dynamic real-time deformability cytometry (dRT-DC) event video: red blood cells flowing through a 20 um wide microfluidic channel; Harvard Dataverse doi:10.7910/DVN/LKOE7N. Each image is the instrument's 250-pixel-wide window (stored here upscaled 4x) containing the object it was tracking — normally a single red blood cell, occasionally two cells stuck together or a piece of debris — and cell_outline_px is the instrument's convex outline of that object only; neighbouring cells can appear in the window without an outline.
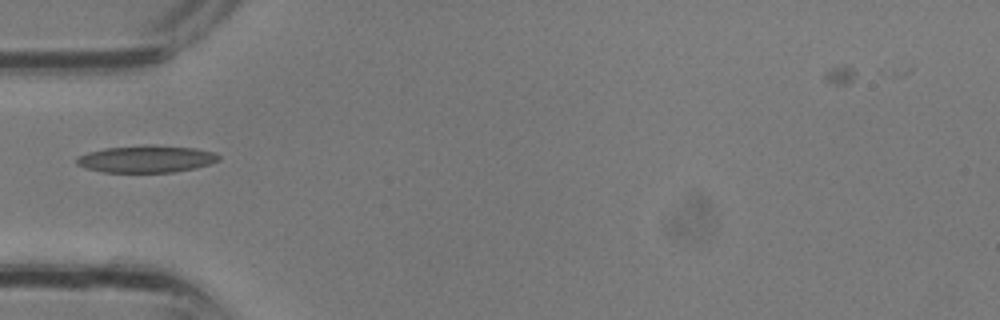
{"species": "common noctule bat (a hibernating species)", "species_latin": "Nyctalus noctula", "temperature_condition": "room temperature", "stored_images_in_passage": 23, "camera_frame_rate_fps": 3000, "um_per_image_px": 0.085, "animal": {"sex": "male", "body_mass_g": 13.3}, "frame": {"image": 1, "passage_image": 1, "time_ms": 0.0, "image_size_px": [1000, 320], "cell_outline_px": [[220, 160], [196, 168], [172, 172], [104, 172], [84, 168], [76, 164], [76, 156], [88, 152], [104, 148], [144, 144], [156, 144], [196, 148], [216, 152], [220, 156]], "centroid_in_image_um": [12.43, 13.49], "position_along_channel_um": 72.6, "area_um2": 22.89}}
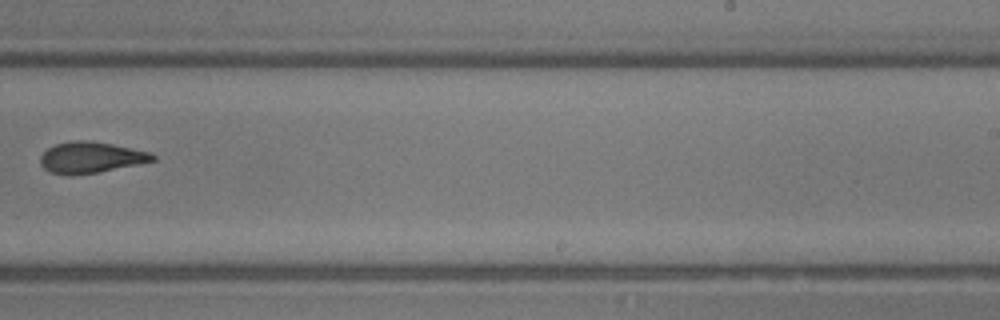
{"frame": {"image": 2, "passage_image": 11, "time_ms": 3.333, "image_size_px": [1000, 320], "cell_outline_px": [[156, 160], [96, 172], [68, 176], [48, 172], [40, 164], [40, 156], [48, 148], [56, 144], [72, 140], [88, 140], [112, 144], [152, 152], [156, 156]], "centroid_in_image_um": [7.69, 13.38], "position_along_channel_um": 281.3, "area_um2": 20.35}}
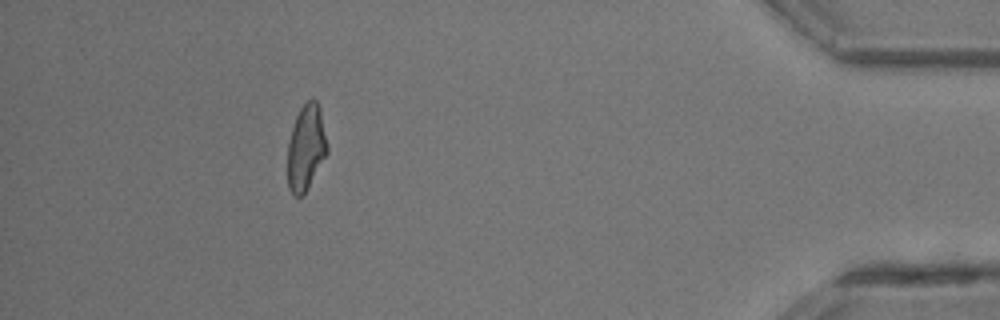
{"frame": {"image": 3, "passage_image": 20, "time_ms": 6.333, "image_size_px": [1000, 320], "cell_outline_px": [[328, 152], [304, 192], [300, 196], [292, 196], [288, 188], [288, 140], [296, 116], [300, 108], [308, 100], [316, 100], [320, 108], [328, 148]], "centroid_in_image_um": [26.0, 12.53], "position_along_channel_um": 409.2, "area_um2": 19.48}}